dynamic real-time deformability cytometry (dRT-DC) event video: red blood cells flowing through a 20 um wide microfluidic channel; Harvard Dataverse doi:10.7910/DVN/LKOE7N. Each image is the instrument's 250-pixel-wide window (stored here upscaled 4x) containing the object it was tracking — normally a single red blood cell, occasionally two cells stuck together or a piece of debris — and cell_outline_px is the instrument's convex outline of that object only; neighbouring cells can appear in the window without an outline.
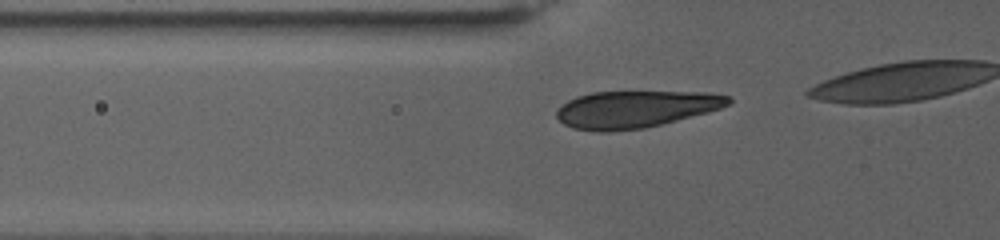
{"species": "human", "species_latin": "Homo sapiens", "temperature_condition": "warm", "stored_images_in_passage": 24, "camera_frame_rate_fps": 3000, "um_per_image_px": 0.085, "donor": {"sex": "female"}, "frame": {"image": 1, "passage_image": 17, "time_ms": 5.333, "image_size_px": [1000, 240], "cell_outline_px": [[732, 104], [708, 112], [644, 128], [608, 132], [596, 132], [572, 128], [564, 124], [556, 116], [556, 112], [568, 100], [576, 96], [592, 92], [704, 92], [732, 96]], "centroid_in_image_um": [54.02, 9.28], "position_along_channel_um": 71.8, "area_um2": 37.05}}
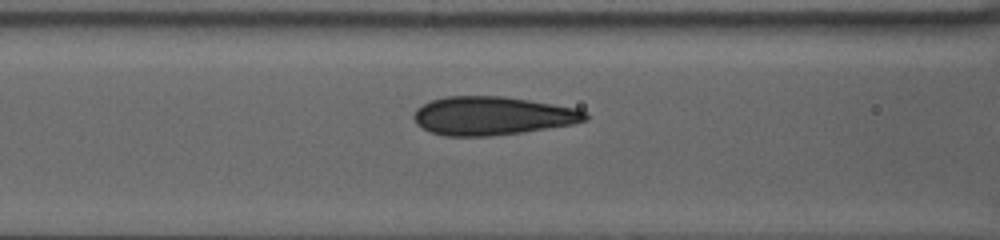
{"frame": {"image": 2, "passage_image": 23, "time_ms": 7.333, "image_size_px": [1000, 240], "cell_outline_px": [[588, 120], [572, 124], [524, 132], [488, 136], [444, 136], [432, 132], [416, 124], [412, 116], [416, 108], [432, 100], [448, 96], [504, 96], [576, 108], [584, 112], [588, 116]], "centroid_in_image_um": [41.83, 9.84], "position_along_channel_um": 124.8, "area_um2": 38.32}}